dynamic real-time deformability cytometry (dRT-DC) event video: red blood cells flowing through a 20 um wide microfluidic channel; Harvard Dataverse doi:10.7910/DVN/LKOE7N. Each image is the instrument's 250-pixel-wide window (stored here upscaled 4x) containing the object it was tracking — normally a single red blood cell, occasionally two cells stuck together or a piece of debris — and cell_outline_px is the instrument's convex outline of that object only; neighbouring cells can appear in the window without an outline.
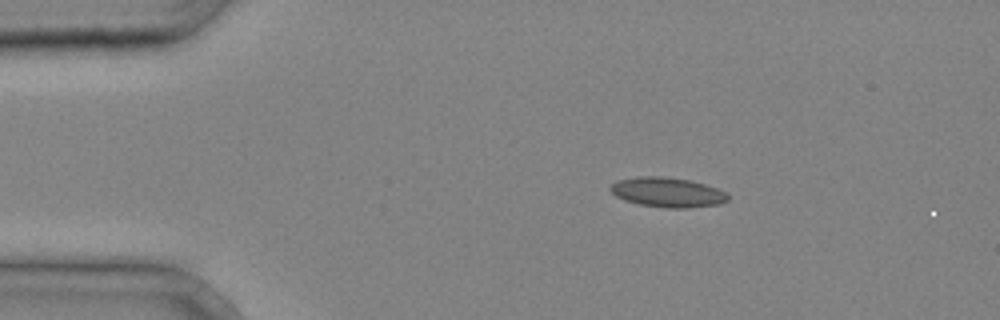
{"species": "common noctule bat (a hibernating species)", "species_latin": "Nyctalus noctula", "temperature_condition": "cold", "stored_images_in_passage": 3, "camera_frame_rate_fps": 3000, "um_per_image_px": 0.085, "animal": {"sex": "male", "body_mass_g": 20.4}, "frame": {"image": 1, "passage_image": 1, "time_ms": 0.0, "image_size_px": [1000, 320], "cell_outline_px": [[728, 200], [720, 204], [688, 208], [668, 208], [640, 204], [624, 200], [616, 196], [608, 188], [616, 180], [636, 176], [664, 176], [692, 180], [716, 188], [724, 192], [728, 196]], "centroid_in_image_um": [56.71, 16.33], "position_along_channel_um": 28.3, "area_um2": 20.46}}